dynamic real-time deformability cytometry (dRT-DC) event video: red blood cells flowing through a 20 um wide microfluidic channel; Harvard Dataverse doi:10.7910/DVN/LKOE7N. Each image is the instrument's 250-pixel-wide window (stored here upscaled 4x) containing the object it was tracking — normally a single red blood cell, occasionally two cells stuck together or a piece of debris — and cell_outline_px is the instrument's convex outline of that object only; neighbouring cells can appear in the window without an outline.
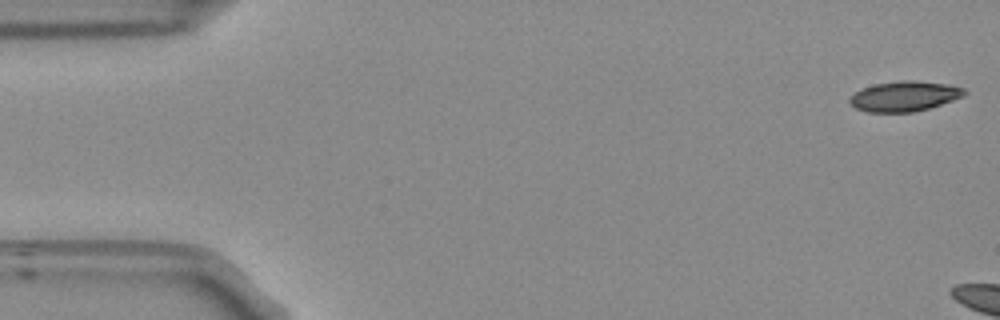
{"species": "Egyptian fruit bat (a non-hibernating species)", "species_latin": "Rousettus aegyptiacus", "temperature_condition": "room temperature", "stored_images_in_passage": 12, "camera_frame_rate_fps": 3000, "um_per_image_px": 0.085, "frame": {"image": 1, "passage_image": 1, "time_ms": 0.0, "image_size_px": [1000, 320], "cell_outline_px": [[968, 92], [964, 96], [928, 108], [912, 112], [864, 112], [856, 108], [848, 100], [856, 92], [864, 88], [876, 84], [904, 80], [912, 80], [944, 84], [964, 88]], "centroid_in_image_um": [76.88, 8.19], "position_along_channel_um": 8.1, "area_um2": 19.77}}